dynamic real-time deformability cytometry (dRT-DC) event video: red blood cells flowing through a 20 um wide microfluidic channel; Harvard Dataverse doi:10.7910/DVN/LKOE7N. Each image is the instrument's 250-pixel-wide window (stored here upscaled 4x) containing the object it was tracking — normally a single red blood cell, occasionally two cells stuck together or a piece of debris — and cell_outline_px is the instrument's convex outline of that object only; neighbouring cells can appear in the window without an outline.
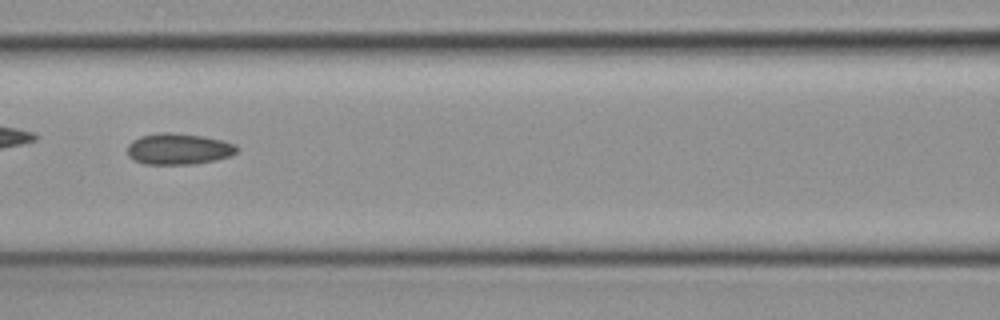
{"species": "common noctule bat (a hibernating species)", "species_latin": "Nyctalus noctula", "temperature_condition": "cold", "stored_images_in_passage": 37, "camera_frame_rate_fps": 3000, "um_per_image_px": 0.085, "animal": {"sex": "female", "body_mass_g": 19.3, "forearm_length_mm": 54.1}, "frame": {"image": 1, "passage_image": 11, "time_ms": 3.333, "image_size_px": [1000, 320], "cell_outline_px": [[236, 152], [228, 156], [216, 160], [196, 164], [144, 164], [132, 160], [128, 156], [128, 144], [132, 140], [140, 136], [160, 132], [168, 132], [200, 136], [220, 140], [232, 144], [236, 148]], "centroid_in_image_um": [15.09, 12.67], "position_along_channel_um": 151.5, "area_um2": 19.71}}